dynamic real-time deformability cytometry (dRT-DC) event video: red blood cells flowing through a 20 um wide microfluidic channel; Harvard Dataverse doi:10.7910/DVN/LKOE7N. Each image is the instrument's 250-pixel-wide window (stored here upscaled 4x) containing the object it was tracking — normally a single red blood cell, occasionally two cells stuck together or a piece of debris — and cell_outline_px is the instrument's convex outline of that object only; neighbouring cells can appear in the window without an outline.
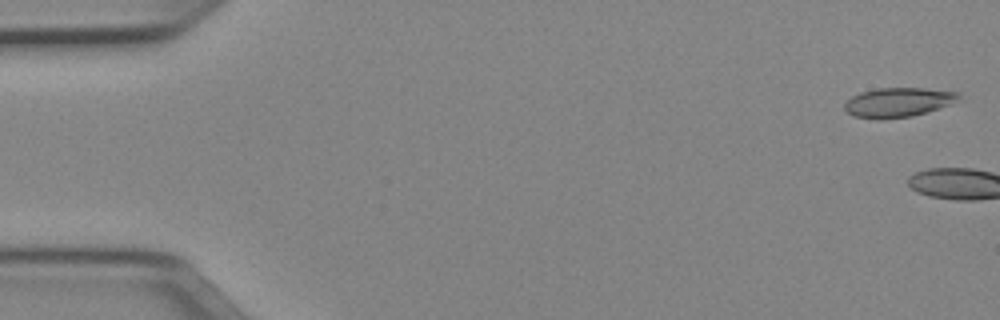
{"species": "Egyptian fruit bat (a non-hibernating species)", "species_latin": "Rousettus aegyptiacus", "temperature_condition": "cold", "stored_images_in_passage": 5, "camera_frame_rate_fps": 3000, "um_per_image_px": 0.085, "animal": {"sex": "female"}, "frame": {"image": 1, "passage_image": 2, "time_ms": 0.333, "image_size_px": [1000, 320], "cell_outline_px": [[960, 96], [948, 104], [912, 116], [880, 120], [852, 116], [844, 108], [844, 104], [852, 96], [860, 92], [876, 88], [924, 88], [960, 92]], "centroid_in_image_um": [76.26, 8.69], "position_along_channel_um": 8.7, "area_um2": 19.36}}